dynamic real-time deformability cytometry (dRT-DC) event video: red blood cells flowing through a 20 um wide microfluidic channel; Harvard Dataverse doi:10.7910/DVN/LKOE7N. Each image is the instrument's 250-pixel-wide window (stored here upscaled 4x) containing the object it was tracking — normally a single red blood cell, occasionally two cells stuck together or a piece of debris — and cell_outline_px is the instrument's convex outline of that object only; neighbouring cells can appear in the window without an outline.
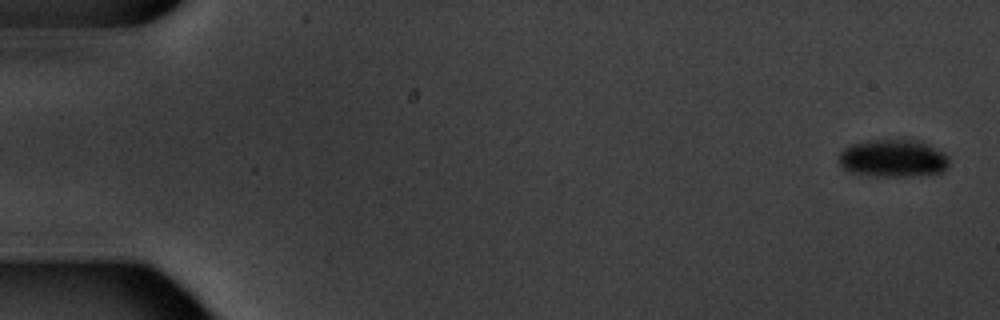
{"species": "common noctule bat (a hibernating species)", "species_latin": "Nyctalus noctula", "temperature_condition": "warm", "stored_images_in_passage": 5, "camera_frame_rate_fps": 3000, "um_per_image_px": 0.085, "animal": {"sex": "male", "body_mass_g": 20.1, "forearm_length_mm": 53.5}, "frame": {"image": 1, "passage_image": 1, "time_ms": 0.0, "image_size_px": [1000, 320], "cell_outline_px": [[948, 168], [944, 172], [932, 176], [876, 176], [852, 172], [844, 168], [836, 160], [840, 152], [844, 148], [852, 144], [872, 140], [920, 140], [944, 152], [948, 156]], "centroid_in_image_um": [75.97, 13.47], "position_along_channel_um": 9.0, "area_um2": 24.57}}
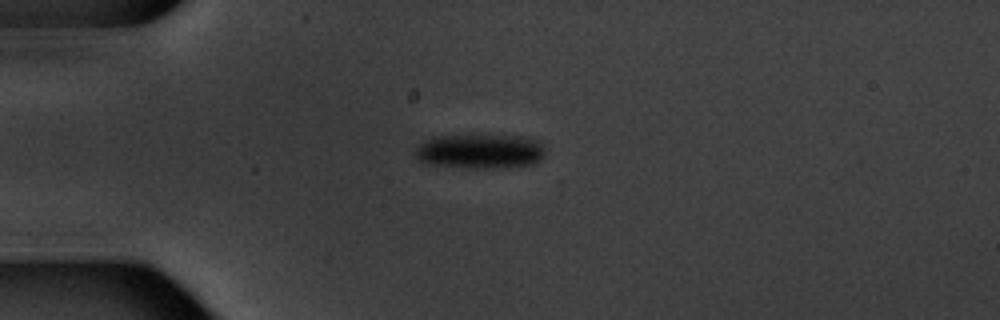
{"frame": {"image": 2, "passage_image": 5, "time_ms": 4.667, "image_size_px": [1000, 320], "cell_outline_px": [[544, 156], [540, 160], [532, 164], [508, 168], [468, 168], [432, 164], [420, 160], [416, 156], [416, 148], [420, 140], [432, 136], [528, 136], [544, 140]], "centroid_in_image_um": [40.87, 12.85], "position_along_channel_um": 44.1, "area_um2": 26.65}}